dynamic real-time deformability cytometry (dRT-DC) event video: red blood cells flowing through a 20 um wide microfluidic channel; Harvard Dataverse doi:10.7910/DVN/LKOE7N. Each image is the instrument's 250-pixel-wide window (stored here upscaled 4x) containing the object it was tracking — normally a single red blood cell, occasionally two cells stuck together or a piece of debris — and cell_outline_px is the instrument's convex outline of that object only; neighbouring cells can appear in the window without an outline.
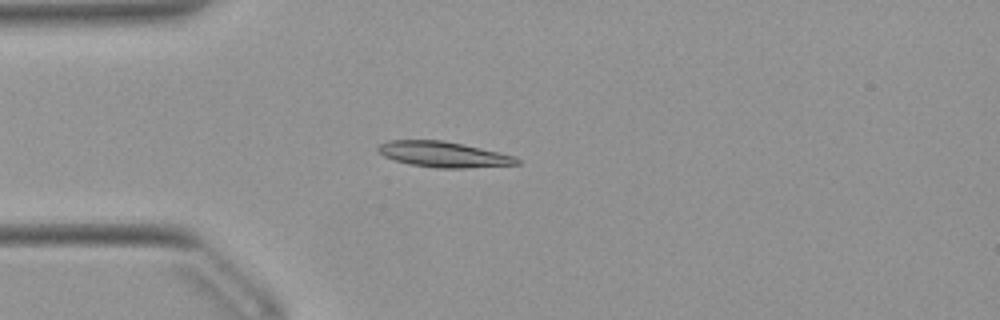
{"species": "Egyptian fruit bat (a non-hibernating species)", "species_latin": "Rousettus aegyptiacus", "temperature_condition": "warm", "stored_images_in_passage": 41, "camera_frame_rate_fps": 3000, "um_per_image_px": 0.085, "animal": {"sex": "female"}, "frame": {"image": 1, "passage_image": 8, "time_ms": 2.333, "image_size_px": [1000, 320], "cell_outline_px": [[520, 164], [464, 168], [436, 168], [408, 164], [384, 156], [376, 148], [380, 144], [388, 140], [444, 140], [464, 144], [500, 152], [516, 156], [520, 160]], "centroid_in_image_um": [37.73, 13.12], "position_along_channel_um": 47.3, "area_um2": 20.81}}
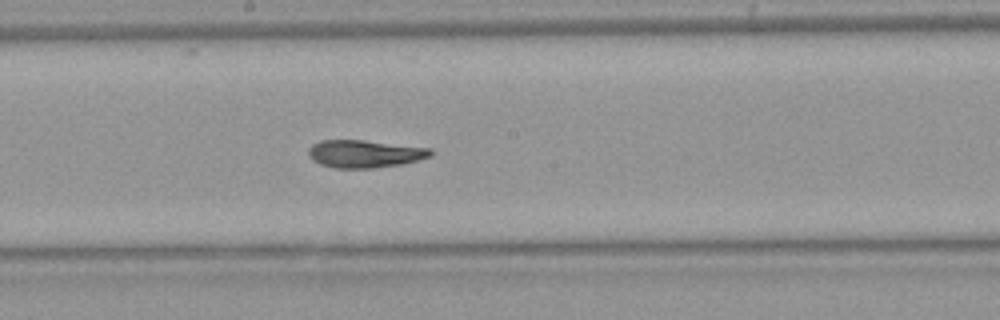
{"frame": {"image": 2, "passage_image": 22, "time_ms": 7.0, "image_size_px": [1000, 320], "cell_outline_px": [[432, 156], [400, 164], [372, 168], [336, 168], [320, 164], [312, 160], [308, 156], [308, 148], [312, 144], [320, 140], [364, 140], [432, 148]], "centroid_in_image_um": [30.97, 13.06], "position_along_channel_um": 217.2, "area_um2": 19.71}}
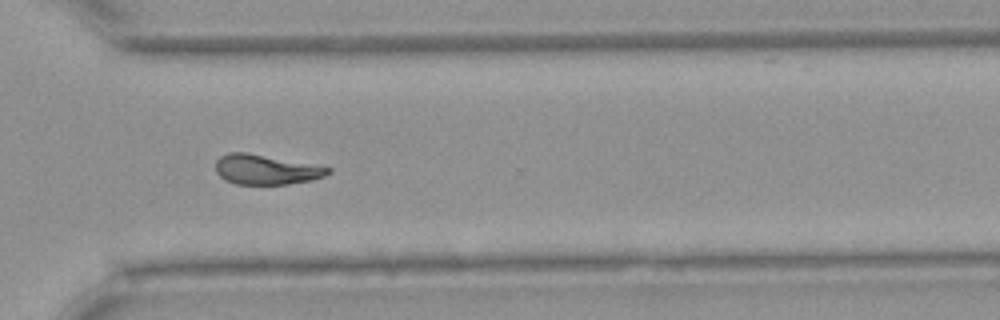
{"frame": {"image": 3, "passage_image": 32, "time_ms": 10.333, "image_size_px": [1000, 320], "cell_outline_px": [[332, 172], [324, 176], [312, 180], [288, 184], [236, 184], [224, 180], [216, 172], [216, 160], [220, 156], [228, 152], [248, 152], [332, 168]], "centroid_in_image_um": [22.59, 14.41], "position_along_channel_um": 348.0, "area_um2": 19.59}, "authors_computed_cell_mechanics": {"area_um2": 19.652, "velocity_mm_per_s": 3.9191, "shape_relaxation_time_tau1_ms": 9.2088, "shape_relaxation_time_tau2_ms": 6.9289, "deformation_change_tau1": 0.25, "deformation_change_tau2": 0.1168}}